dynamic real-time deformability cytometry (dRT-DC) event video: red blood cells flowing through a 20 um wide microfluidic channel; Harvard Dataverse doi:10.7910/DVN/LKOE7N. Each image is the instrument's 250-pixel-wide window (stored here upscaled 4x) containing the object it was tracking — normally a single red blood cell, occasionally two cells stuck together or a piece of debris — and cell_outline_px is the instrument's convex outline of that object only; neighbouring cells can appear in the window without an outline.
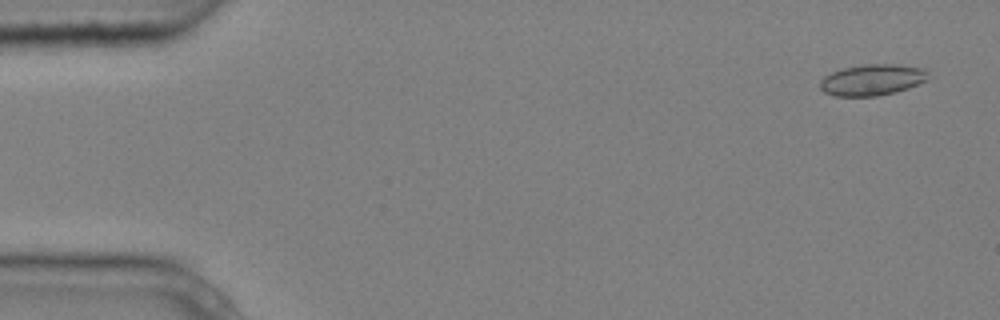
{"species": "common noctule bat (a hibernating species)", "species_latin": "Nyctalus noctula", "temperature_condition": "cold", "stored_images_in_passage": 7, "camera_frame_rate_fps": 3000, "um_per_image_px": 0.085, "animal": {"sex": "male", "body_mass_g": 20.4}, "frame": {"image": 1, "passage_image": 1, "time_ms": 0.0, "image_size_px": [1000, 320], "cell_outline_px": [[928, 80], [908, 88], [876, 96], [836, 96], [824, 92], [820, 88], [820, 80], [824, 76], [832, 72], [844, 68], [864, 64], [896, 64], [924, 68], [928, 72]], "centroid_in_image_um": [74.14, 6.78], "position_along_channel_um": 10.9, "area_um2": 19.59}}
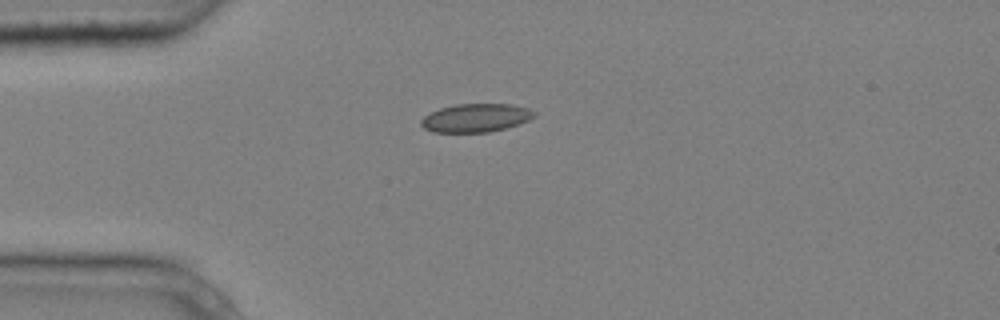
{"frame": {"image": 2, "passage_image": 4, "time_ms": 1.0, "image_size_px": [1000, 320], "cell_outline_px": [[536, 116], [528, 120], [504, 128], [488, 132], [432, 132], [424, 128], [420, 124], [420, 120], [424, 116], [440, 108], [456, 104], [512, 104], [528, 108], [536, 112]], "centroid_in_image_um": [40.43, 10.01], "position_along_channel_um": 44.6, "area_um2": 18.61}}
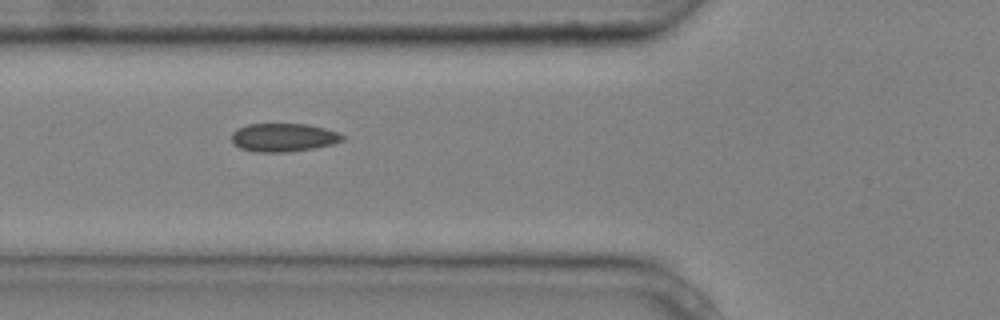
{"frame": {"image": 3, "passage_image": 6, "time_ms": 1.667, "image_size_px": [1000, 320], "cell_outline_px": [[344, 140], [332, 144], [312, 148], [284, 152], [256, 152], [240, 148], [232, 144], [232, 132], [236, 128], [248, 124], [308, 124], [324, 128], [336, 132], [344, 136]], "centroid_in_image_um": [24.04, 11.68], "position_along_channel_um": 101.8, "area_um2": 18.26}}